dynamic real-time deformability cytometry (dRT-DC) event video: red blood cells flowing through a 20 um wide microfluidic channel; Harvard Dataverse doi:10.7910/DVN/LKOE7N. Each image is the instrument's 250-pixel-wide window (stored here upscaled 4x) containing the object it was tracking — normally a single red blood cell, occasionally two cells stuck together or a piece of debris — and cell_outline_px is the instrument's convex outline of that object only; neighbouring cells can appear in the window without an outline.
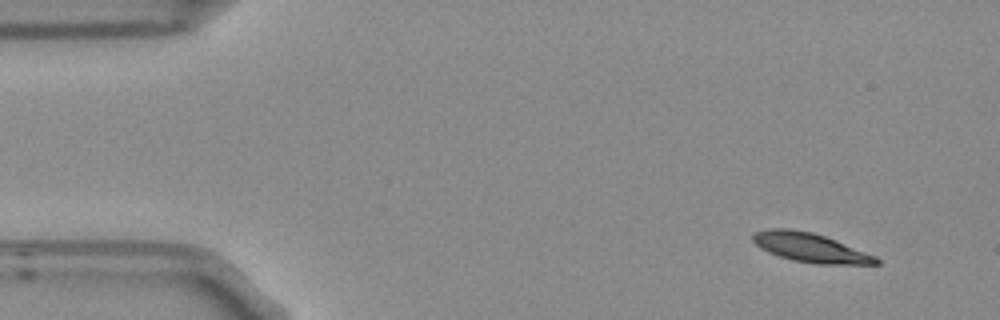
{"species": "Egyptian fruit bat (a non-hibernating species)", "species_latin": "Rousettus aegyptiacus", "temperature_condition": "room temperature", "stored_images_in_passage": 2, "segment_of_instrument_passage": [2, 2], "camera_frame_rate_fps": 3000, "um_per_image_px": 0.085, "frame": {"image": 1, "passage_image": 2, "time_ms": 0.333, "image_size_px": [1000, 320], "cell_outline_px": [[880, 264], [820, 264], [792, 260], [768, 252], [760, 248], [752, 240], [752, 236], [756, 232], [772, 228], [788, 228], [812, 232], [836, 240], [876, 256], [880, 260]], "centroid_in_image_um": [68.88, 21.05], "position_along_channel_um": 16.1, "area_um2": 20.75}}